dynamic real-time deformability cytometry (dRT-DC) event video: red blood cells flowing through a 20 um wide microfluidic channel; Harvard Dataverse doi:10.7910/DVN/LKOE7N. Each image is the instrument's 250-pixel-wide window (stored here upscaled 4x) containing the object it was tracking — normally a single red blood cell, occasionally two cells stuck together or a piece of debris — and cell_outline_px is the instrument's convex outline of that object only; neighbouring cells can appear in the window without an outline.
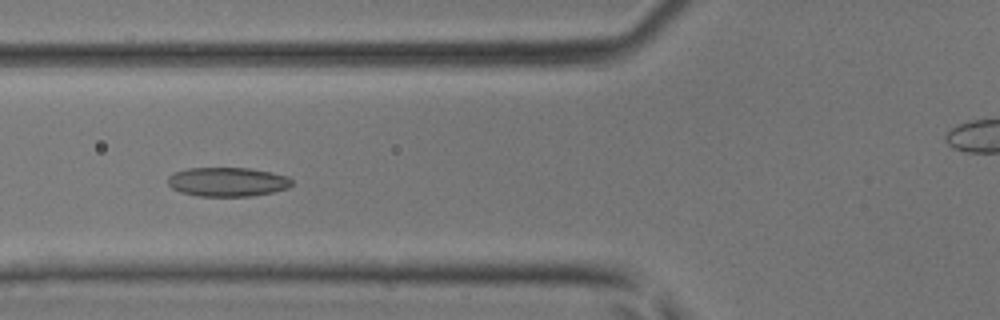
{"species": "common noctule bat (a hibernating species)", "species_latin": "Nyctalus noctula", "temperature_condition": "room temperature", "stored_images_in_passage": 47, "camera_frame_rate_fps": 3000, "um_per_image_px": 0.085, "animal": {"sex": "male", "body_mass_g": 17.9, "forearm_length_mm": 54.2}, "frame": {"image": 1, "passage_image": 18, "time_ms": 5.667, "image_size_px": [1000, 320], "cell_outline_px": [[292, 184], [288, 188], [272, 192], [252, 196], [196, 196], [180, 192], [172, 188], [168, 184], [168, 176], [172, 172], [188, 168], [248, 168], [272, 172], [288, 176], [292, 180]], "centroid_in_image_um": [19.32, 15.46], "position_along_channel_um": 106.5, "area_um2": 21.21}}
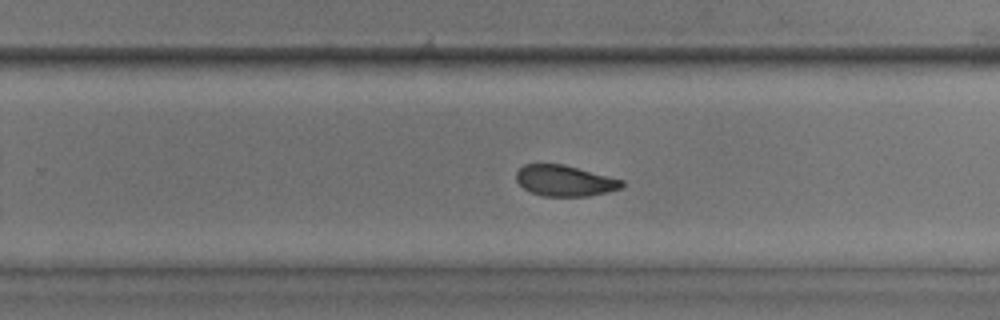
{"frame": {"image": 2, "passage_image": 30, "time_ms": 9.667, "image_size_px": [1000, 320], "cell_outline_px": [[624, 184], [620, 188], [608, 192], [588, 196], [544, 196], [532, 192], [524, 188], [516, 180], [516, 172], [524, 164], [564, 164], [624, 180]], "centroid_in_image_um": [48.01, 15.35], "position_along_channel_um": 281.8, "area_um2": 18.96}}
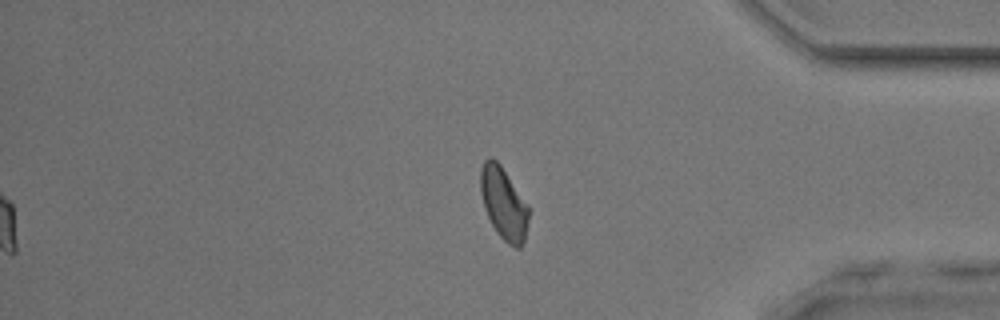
{"frame": {"image": 3, "passage_image": 39, "time_ms": 12.667, "image_size_px": [1000, 320], "cell_outline_px": [[528, 220], [524, 240], [520, 248], [516, 248], [508, 244], [496, 232], [484, 208], [480, 192], [480, 168], [484, 160], [492, 156], [500, 164], [528, 204]], "centroid_in_image_um": [42.79, 17.27], "position_along_channel_um": 392.4, "area_um2": 20.23}}